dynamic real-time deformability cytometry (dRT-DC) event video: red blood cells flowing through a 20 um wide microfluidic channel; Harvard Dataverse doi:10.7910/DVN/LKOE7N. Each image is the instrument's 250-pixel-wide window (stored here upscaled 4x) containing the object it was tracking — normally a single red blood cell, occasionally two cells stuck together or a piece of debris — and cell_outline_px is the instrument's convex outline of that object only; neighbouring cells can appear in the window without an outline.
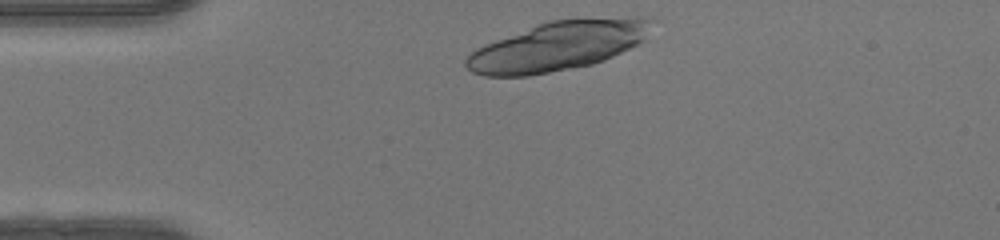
{"species": "human", "species_latin": "Homo sapiens", "temperature_condition": "warm", "stored_images_in_passage": 31, "camera_frame_rate_fps": 3000, "um_per_image_px": 0.085, "donor": {"sex": "female"}, "frame": {"image": 1, "passage_image": 1, "time_ms": 0.0, "image_size_px": [1000, 240], "cell_outline_px": [[656, 20], [644, 40], [640, 44], [604, 60], [592, 64], [528, 76], [484, 76], [472, 72], [464, 64], [464, 60], [476, 48], [484, 44], [536, 24], [552, 20], [636, 16], [652, 16]], "centroid_in_image_um": [47.49, 3.89], "position_along_channel_um": 37.5, "area_um2": 53.64}}